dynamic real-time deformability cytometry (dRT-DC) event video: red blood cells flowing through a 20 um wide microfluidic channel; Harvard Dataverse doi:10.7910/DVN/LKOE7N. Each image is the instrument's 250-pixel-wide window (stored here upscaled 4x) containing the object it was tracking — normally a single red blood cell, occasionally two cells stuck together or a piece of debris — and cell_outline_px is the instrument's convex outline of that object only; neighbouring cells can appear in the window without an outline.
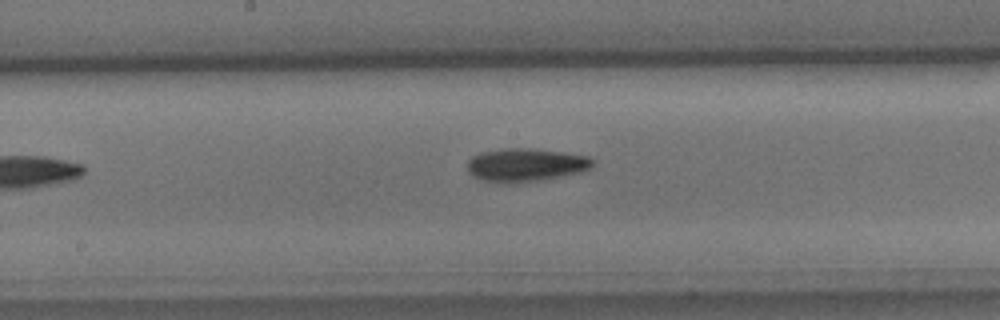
{"species": "common noctule bat (a hibernating species)", "species_latin": "Nyctalus noctula", "temperature_condition": "cold", "stored_images_in_passage": 6, "camera_frame_rate_fps": 3000, "um_per_image_px": 0.085, "animal": {"sex": "male", "body_mass_g": 15.6}, "frame": {"image": 1, "passage_image": 5, "time_ms": 4.667, "image_size_px": [1000, 320], "cell_outline_px": [[592, 164], [588, 168], [580, 172], [560, 176], [536, 180], [500, 184], [496, 184], [480, 180], [472, 176], [468, 172], [468, 160], [472, 156], [480, 152], [504, 148], [532, 148], [564, 152], [588, 156], [592, 160]], "centroid_in_image_um": [44.59, 14.01], "position_along_channel_um": 203.6, "area_um2": 24.28}}
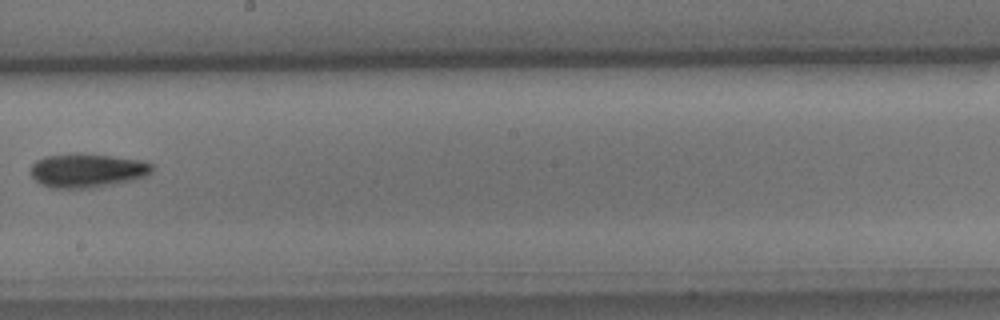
{"frame": {"image": 2, "passage_image": 6, "time_ms": 5.667, "image_size_px": [1000, 320], "cell_outline_px": [[152, 172], [144, 176], [132, 180], [92, 188], [52, 188], [40, 184], [28, 172], [32, 164], [36, 160], [44, 156], [76, 152], [80, 152], [144, 160], [152, 164]], "centroid_in_image_um": [7.37, 14.47], "position_along_channel_um": 240.8, "area_um2": 24.39}}